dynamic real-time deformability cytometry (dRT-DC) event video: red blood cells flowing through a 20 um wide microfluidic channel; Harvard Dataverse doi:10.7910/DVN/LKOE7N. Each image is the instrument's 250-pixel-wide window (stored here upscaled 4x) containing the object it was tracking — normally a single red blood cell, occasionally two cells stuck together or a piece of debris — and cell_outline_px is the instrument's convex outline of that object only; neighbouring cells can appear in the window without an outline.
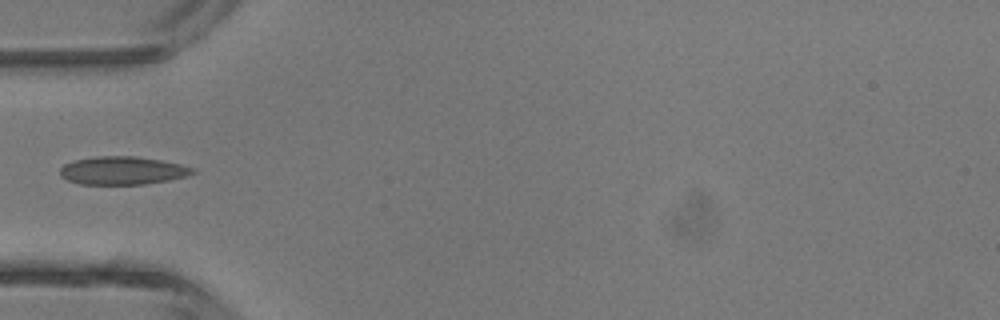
{"species": "common noctule bat (a hibernating species)", "species_latin": "Nyctalus noctula", "temperature_condition": "room temperature", "stored_images_in_passage": 4, "camera_frame_rate_fps": 3000, "um_per_image_px": 0.085, "animal": {"sex": "male", "body_mass_g": 13.3}, "frame": {"image": 1, "passage_image": 4, "time_ms": 3.333, "image_size_px": [1000, 320], "cell_outline_px": [[196, 172], [184, 176], [168, 180], [144, 184], [80, 184], [68, 180], [60, 176], [60, 168], [64, 164], [72, 160], [96, 156], [136, 156], [160, 160], [180, 164], [196, 168]], "centroid_in_image_um": [10.39, 14.49], "position_along_channel_um": 74.6, "area_um2": 21.73}}